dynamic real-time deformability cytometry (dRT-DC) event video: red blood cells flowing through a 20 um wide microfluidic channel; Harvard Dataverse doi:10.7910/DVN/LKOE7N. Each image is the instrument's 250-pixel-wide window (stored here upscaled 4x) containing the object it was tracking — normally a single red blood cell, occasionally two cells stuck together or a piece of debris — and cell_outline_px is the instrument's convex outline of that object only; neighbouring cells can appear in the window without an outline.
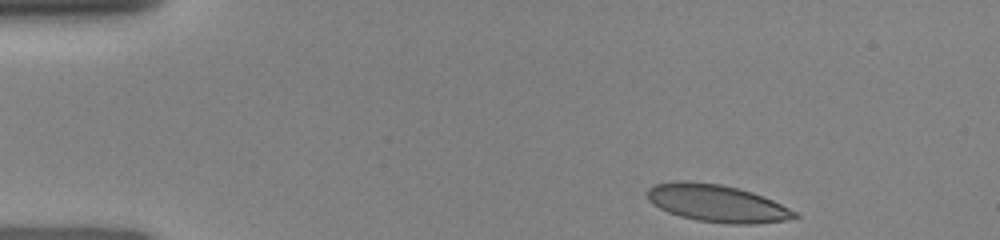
{"species": "human", "species_latin": "Homo sapiens", "temperature_condition": "room temperature", "stored_images_in_passage": 16, "camera_frame_rate_fps": 3000, "um_per_image_px": 0.085, "donor": {"sex": "female"}, "frame": {"image": 1, "passage_image": 1, "time_ms": 0.0, "image_size_px": [1000, 240], "cell_outline_px": [[800, 216], [784, 220], [756, 224], [728, 224], [696, 220], [680, 216], [668, 212], [652, 204], [648, 200], [644, 192], [648, 188], [656, 184], [680, 180], [684, 180], [720, 184], [752, 192], [764, 196], [796, 212]], "centroid_in_image_um": [60.89, 17.28], "position_along_channel_um": 24.1, "area_um2": 32.08}}
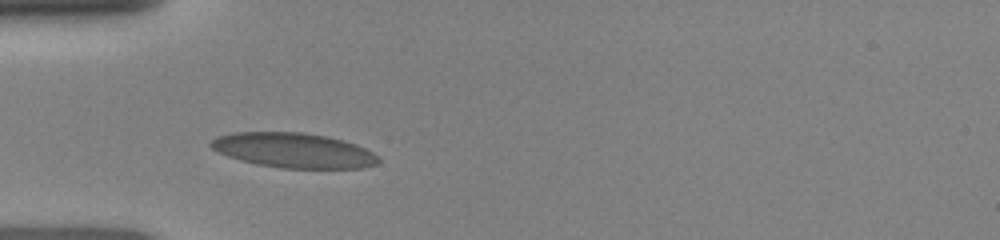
{"frame": {"image": 2, "passage_image": 15, "time_ms": 2.667, "image_size_px": [1000, 240], "cell_outline_px": [[380, 160], [376, 164], [364, 168], [280, 168], [256, 164], [240, 160], [228, 156], [212, 148], [208, 144], [216, 136], [232, 132], [304, 132], [328, 136], [344, 140], [356, 144], [372, 152]], "centroid_in_image_um": [24.94, 12.77], "position_along_channel_um": 60.1, "area_um2": 34.16}}